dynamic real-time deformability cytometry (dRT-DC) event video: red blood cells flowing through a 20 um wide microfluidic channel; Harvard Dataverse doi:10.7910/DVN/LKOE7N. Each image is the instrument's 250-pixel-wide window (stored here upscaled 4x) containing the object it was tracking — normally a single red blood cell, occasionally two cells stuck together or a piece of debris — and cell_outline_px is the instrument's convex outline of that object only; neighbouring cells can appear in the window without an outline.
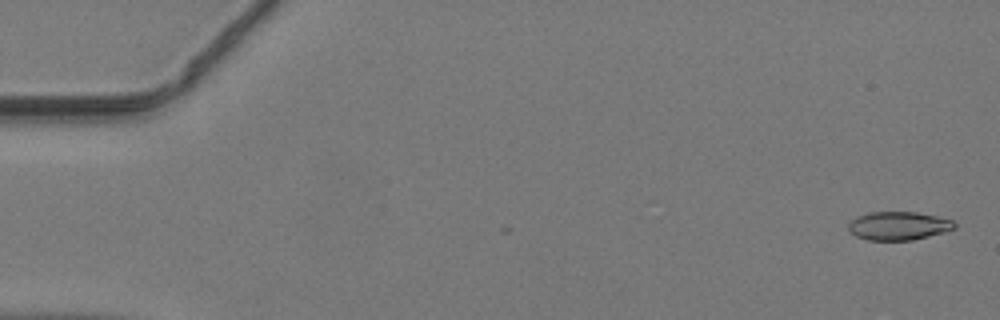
{"species": "common noctule bat (a hibernating species)", "species_latin": "Nyctalus noctula", "temperature_condition": "warm", "stored_images_in_passage": 4, "camera_frame_rate_fps": 3000, "um_per_image_px": 0.085, "animal": {"sex": "male", "body_mass_g": 19.2, "forearm_length_mm": 51.8}, "frame": {"image": 1, "passage_image": 2, "time_ms": 0.333, "image_size_px": [1000, 320], "cell_outline_px": [[956, 228], [944, 232], [912, 240], [868, 240], [856, 236], [848, 228], [848, 224], [852, 220], [868, 212], [916, 212], [936, 216], [952, 220], [956, 224]], "centroid_in_image_um": [76.39, 19.19], "position_along_channel_um": 8.6, "area_um2": 17.4}}